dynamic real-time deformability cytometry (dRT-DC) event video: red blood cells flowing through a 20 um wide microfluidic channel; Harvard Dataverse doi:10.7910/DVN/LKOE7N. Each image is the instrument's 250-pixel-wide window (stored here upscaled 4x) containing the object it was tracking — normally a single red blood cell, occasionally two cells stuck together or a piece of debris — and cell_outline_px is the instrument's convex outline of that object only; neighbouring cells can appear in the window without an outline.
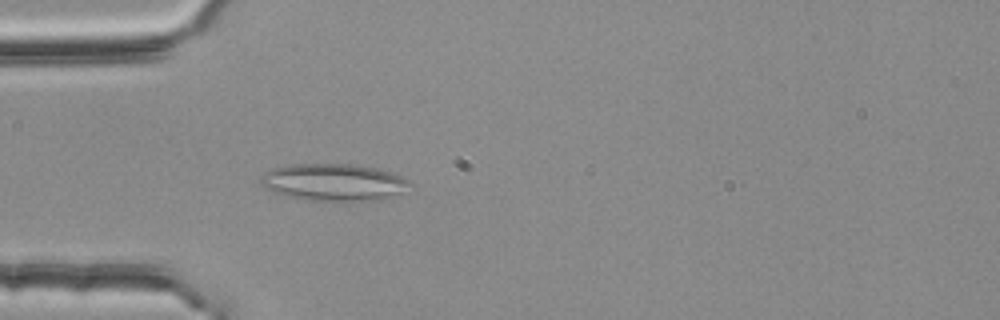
{"species": "common noctule bat (a hibernating species)", "species_latin": "Nyctalus noctula", "temperature_condition": "room temperature", "stored_images_in_passage": 52, "camera_frame_rate_fps": 3000, "um_per_image_px": 0.085, "animal": {"sex": "female", "body_mass_g": 25.1}, "frame": {"image": 1, "passage_image": 15, "time_ms": 4.667, "image_size_px": [1000, 320], "cell_outline_px": [[412, 184], [400, 192], [380, 200], [340, 204], [296, 200], [272, 192], [264, 188], [260, 184], [260, 180], [272, 168], [288, 164], [352, 164], [376, 168], [392, 172], [412, 180]], "centroid_in_image_um": [28.35, 15.55], "position_along_channel_um": 56.6, "area_um2": 33.58}}
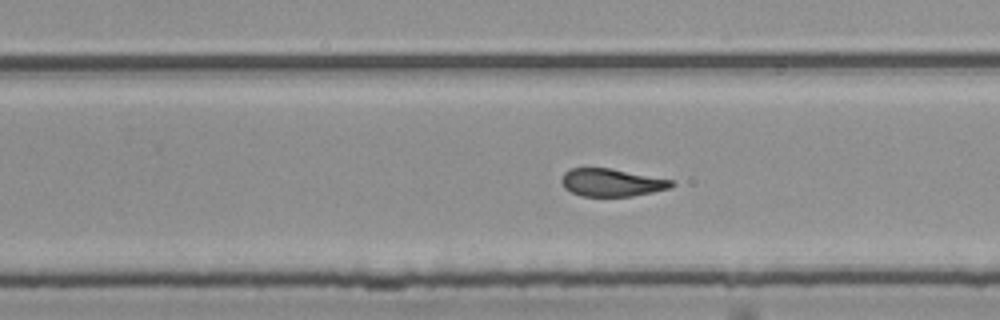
{"frame": {"image": 2, "passage_image": 33, "time_ms": 10.667, "image_size_px": [1000, 320], "cell_outline_px": [[676, 184], [668, 188], [652, 192], [632, 196], [580, 196], [564, 188], [560, 180], [564, 172], [572, 168], [608, 168], [672, 180]], "centroid_in_image_um": [51.94, 15.52], "position_along_channel_um": 277.9, "area_um2": 17.57}}
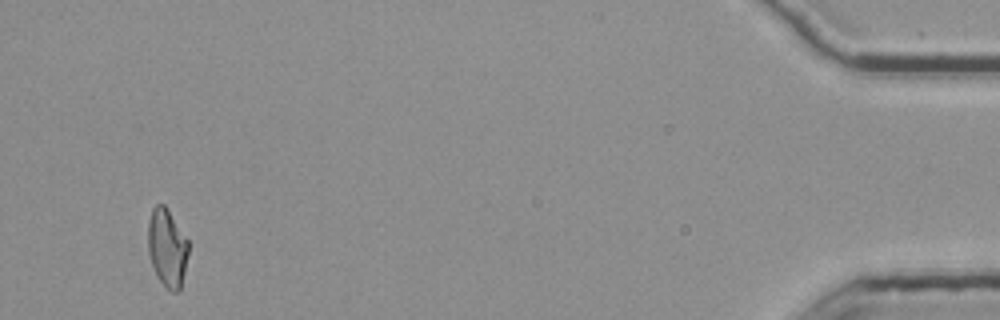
{"frame": {"image": 3, "passage_image": 51, "time_ms": 16.667, "image_size_px": [1000, 320], "cell_outline_px": [[188, 252], [184, 272], [180, 288], [176, 292], [172, 292], [156, 276], [148, 252], [148, 220], [152, 208], [156, 204], [164, 204], [188, 240]], "centroid_in_image_um": [14.19, 21.04], "position_along_channel_um": 421.0, "area_um2": 18.15}, "authors_computed_cell_mechanics": {"area_um2": 18.9006, "velocity_mm_per_s": 3.7647, "shape_relaxation_time_tau1_ms": 8.1137, "shape_relaxation_time_tau2_ms": 2.1116, "deformation_change_tau1": 0.1858, "deformation_change_tau2": 0.1067}}